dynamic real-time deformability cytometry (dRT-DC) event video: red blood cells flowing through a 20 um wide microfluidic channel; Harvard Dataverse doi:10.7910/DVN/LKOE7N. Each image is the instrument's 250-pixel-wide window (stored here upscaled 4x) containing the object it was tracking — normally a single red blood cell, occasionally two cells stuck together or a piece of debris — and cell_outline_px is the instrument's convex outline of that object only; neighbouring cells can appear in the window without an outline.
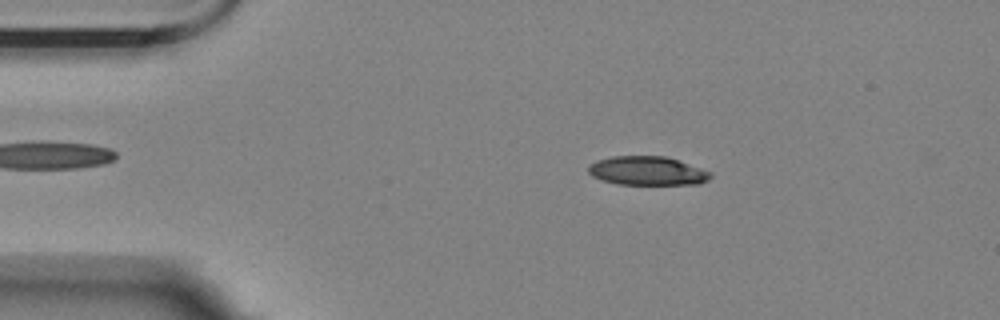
{"species": "Egyptian fruit bat (a non-hibernating species)", "species_latin": "Rousettus aegyptiacus", "temperature_condition": "room temperature", "stored_images_in_passage": 55, "camera_frame_rate_fps": 3000, "um_per_image_px": 0.085, "animal": {"sex": "female"}, "frame": {"image": 1, "passage_image": 9, "time_ms": 2.667, "image_size_px": [1000, 320], "cell_outline_px": [[712, 176], [708, 180], [700, 184], [616, 184], [600, 180], [592, 176], [588, 172], [588, 164], [596, 160], [612, 156], [664, 156], [712, 172]], "centroid_in_image_um": [54.98, 14.52], "position_along_channel_um": 30.0, "area_um2": 20.58}}
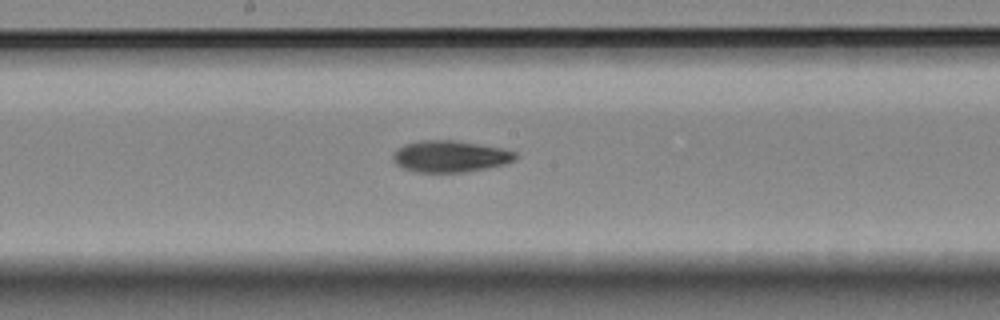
{"frame": {"image": 2, "passage_image": 28, "time_ms": 9.0, "image_size_px": [1000, 320], "cell_outline_px": [[516, 160], [504, 164], [464, 172], [412, 172], [396, 164], [392, 160], [392, 156], [404, 144], [420, 140], [452, 140], [500, 148], [516, 152]], "centroid_in_image_um": [38.23, 13.3], "position_along_channel_um": 210.0, "area_um2": 22.25}}
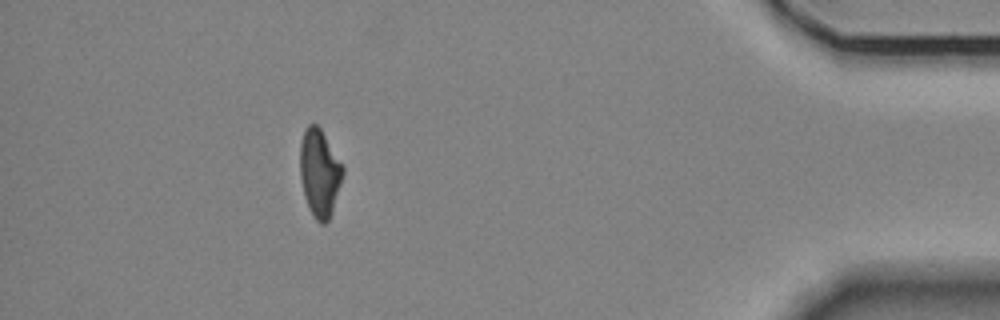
{"frame": {"image": 3, "passage_image": 49, "time_ms": 16.0, "image_size_px": [1000, 320], "cell_outline_px": [[344, 172], [332, 212], [328, 220], [324, 224], [320, 224], [316, 220], [304, 196], [300, 176], [300, 140], [304, 128], [308, 124], [316, 124], [320, 128], [344, 168]], "centroid_in_image_um": [27.14, 14.67], "position_along_channel_um": 408.1, "area_um2": 21.62}, "authors_computed_cell_mechanics": {"area_um2": 21.964, "velocity_mm_per_s": 3.5778, "shape_relaxation_time_tau1_ms": 5.0736, "shape_relaxation_time_tau2_ms": 5.626, "deformation_change_tau1": 0.157, "deformation_change_tau2": 0.1267}}